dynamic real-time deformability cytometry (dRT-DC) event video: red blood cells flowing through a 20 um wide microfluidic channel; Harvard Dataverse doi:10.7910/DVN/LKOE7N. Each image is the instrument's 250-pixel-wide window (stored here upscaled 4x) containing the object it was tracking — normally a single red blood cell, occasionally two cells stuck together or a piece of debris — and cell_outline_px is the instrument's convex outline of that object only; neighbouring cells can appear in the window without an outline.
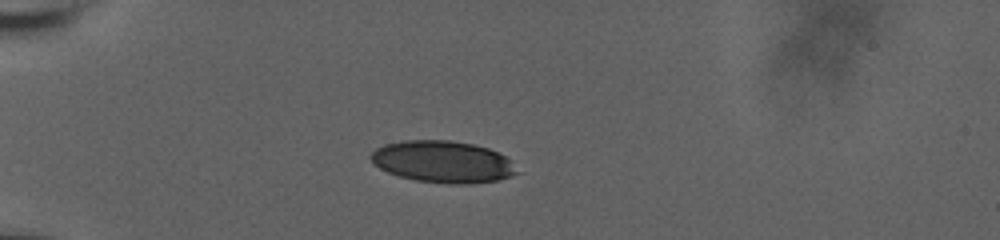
{"species": "human", "species_latin": "Homo sapiens", "temperature_condition": "room temperature", "stored_images_in_passage": 5, "camera_frame_rate_fps": 3000, "um_per_image_px": 0.085, "donor": {"sex": "male"}, "frame": {"image": 1, "passage_image": 1, "time_ms": 0.0, "image_size_px": [1000, 240], "cell_outline_px": [[520, 172], [512, 176], [496, 180], [468, 184], [448, 184], [416, 180], [400, 176], [388, 172], [380, 168], [368, 156], [376, 148], [384, 144], [404, 140], [448, 140], [472, 144], [488, 148], [504, 156]], "centroid_in_image_um": [37.62, 13.75], "position_along_channel_um": 47.4, "area_um2": 35.37}}
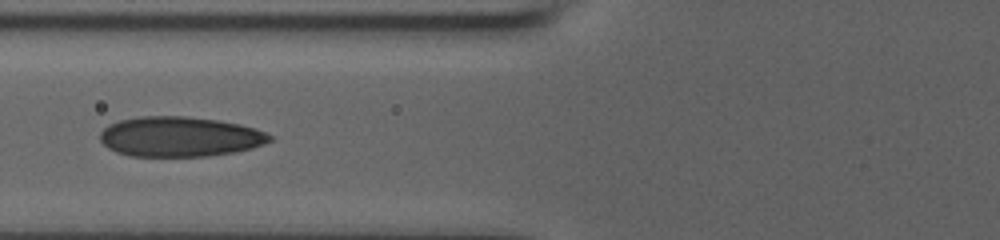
{"frame": {"image": 2, "passage_image": 4, "time_ms": 1.0, "image_size_px": [1000, 240], "cell_outline_px": [[272, 140], [264, 144], [252, 148], [236, 152], [208, 156], [132, 156], [116, 152], [108, 148], [100, 140], [100, 132], [108, 124], [120, 120], [140, 116], [188, 116], [216, 120], [240, 124], [256, 128], [272, 136]], "centroid_in_image_um": [15.28, 11.61], "position_along_channel_um": 110.5, "area_um2": 39.71}}